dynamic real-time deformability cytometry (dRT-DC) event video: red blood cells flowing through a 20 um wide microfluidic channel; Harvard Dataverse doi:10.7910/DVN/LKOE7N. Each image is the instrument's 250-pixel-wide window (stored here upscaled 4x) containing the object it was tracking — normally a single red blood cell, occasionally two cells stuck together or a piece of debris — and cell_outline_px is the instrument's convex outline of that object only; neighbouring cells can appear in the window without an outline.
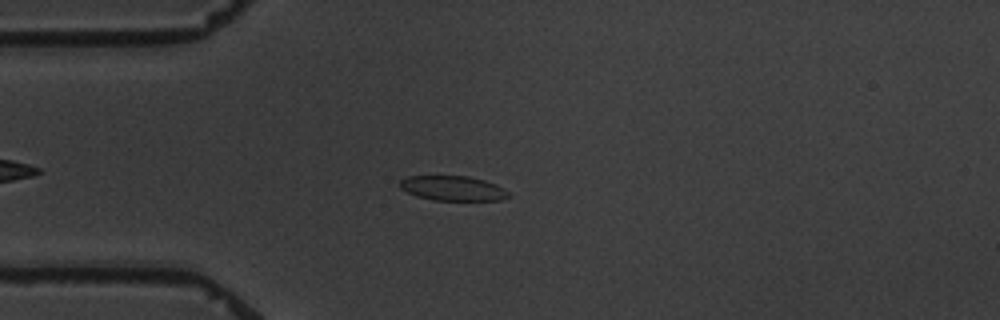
{"species": "common noctule bat (a hibernating species)", "species_latin": "Nyctalus noctula", "temperature_condition": "warm", "stored_images_in_passage": 7, "camera_frame_rate_fps": 3000, "um_per_image_px": 0.085, "animal": {"sex": "male", "body_mass_g": 19.5, "forearm_length_mm": 54.6}, "frame": {"image": 1, "passage_image": 5, "time_ms": 4.667, "image_size_px": [1000, 320], "cell_outline_px": [[512, 196], [500, 200], [432, 200], [416, 196], [400, 188], [400, 180], [408, 176], [468, 176], [484, 180], [496, 184], [504, 188]], "centroid_in_image_um": [38.51, 16.0], "position_along_channel_um": 46.5, "area_um2": 15.72}}
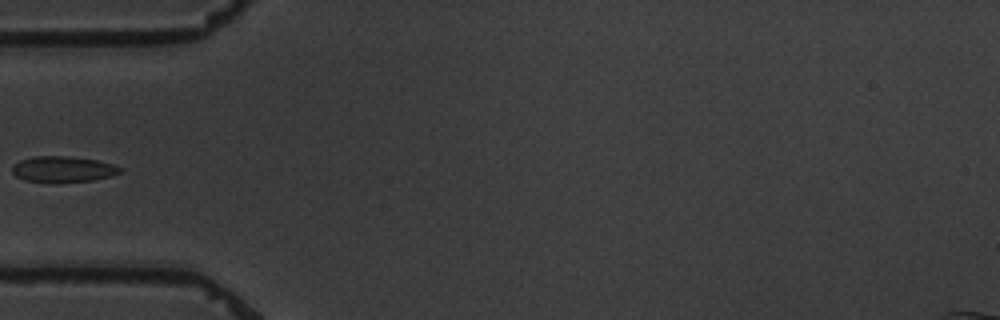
{"frame": {"image": 2, "passage_image": 6, "time_ms": 6.0, "image_size_px": [1000, 320], "cell_outline_px": [[124, 168], [120, 172], [112, 176], [92, 180], [52, 184], [24, 180], [16, 176], [12, 172], [12, 164], [20, 160], [32, 156], [68, 156], [96, 160], [112, 164]], "centroid_in_image_um": [5.32, 14.4], "position_along_channel_um": 79.7, "area_um2": 16.7}}
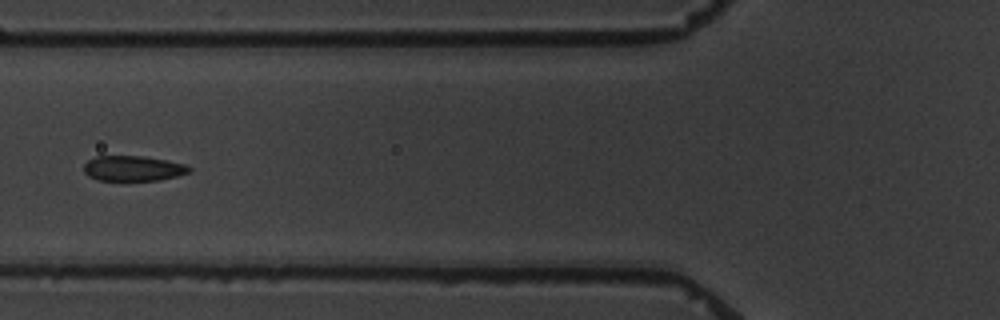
{"frame": {"image": 3, "passage_image": 7, "time_ms": 7.0, "image_size_px": [1000, 320], "cell_outline_px": [[192, 172], [160, 180], [100, 180], [88, 176], [84, 172], [84, 164], [88, 160], [96, 156], [144, 156], [184, 164], [192, 168]], "centroid_in_image_um": [11.32, 14.31], "position_along_channel_um": 114.5, "area_um2": 15.43}}